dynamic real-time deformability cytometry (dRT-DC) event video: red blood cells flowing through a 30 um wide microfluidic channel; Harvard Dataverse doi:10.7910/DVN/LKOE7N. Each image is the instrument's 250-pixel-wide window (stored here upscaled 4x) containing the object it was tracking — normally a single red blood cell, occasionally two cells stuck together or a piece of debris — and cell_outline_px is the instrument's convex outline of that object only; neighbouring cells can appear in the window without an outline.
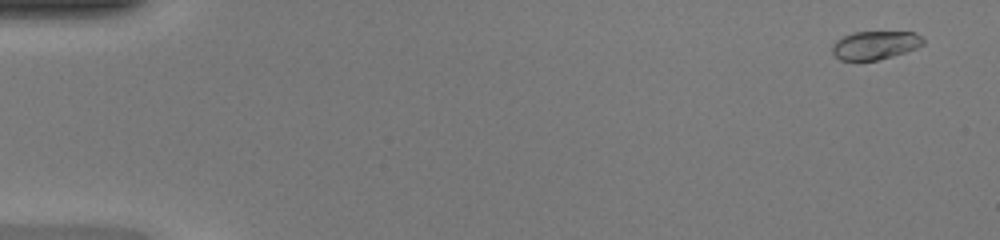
{"species": "common noctule bat (a hibernating species)", "species_latin": "Nyctalus noctula", "temperature_condition": "warm", "stored_images_in_passage": 49, "camera_frame_rate_fps": 3000, "um_per_image_px": 0.085, "animal": {"sex": "female", "body_mass_g": 20.0, "forearm_length_mm": 54.0}, "frame": {"image": 1, "passage_image": 3, "time_ms": 0.667, "image_size_px": [1000, 240], "cell_outline_px": [[924, 44], [916, 48], [892, 56], [876, 60], [840, 60], [832, 52], [832, 44], [836, 40], [852, 32], [916, 32], [924, 40]], "centroid_in_image_um": [74.37, 3.83], "position_along_channel_um": 10.6, "area_um2": 14.97}}
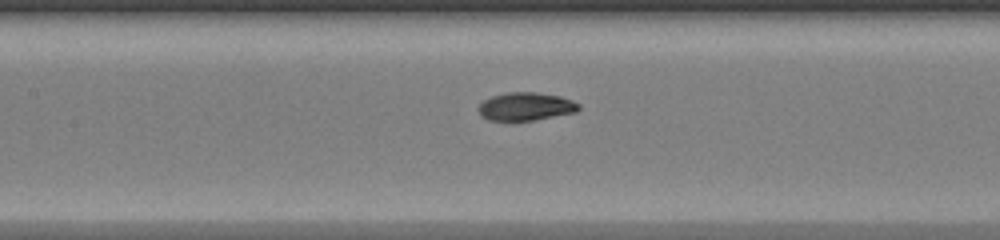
{"frame": {"image": 2, "passage_image": 24, "time_ms": 7.667, "image_size_px": [1000, 240], "cell_outline_px": [[580, 108], [576, 112], [532, 120], [488, 120], [480, 116], [480, 104], [484, 100], [492, 96], [508, 92], [536, 92], [560, 96], [572, 100], [580, 104]], "centroid_in_image_um": [44.71, 9.04], "position_along_channel_um": 162.7, "area_um2": 16.24}}
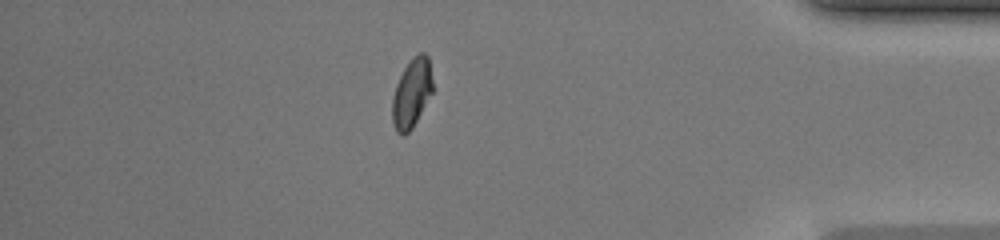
{"frame": {"image": 3, "passage_image": 43, "time_ms": 14.0, "image_size_px": [1000, 240], "cell_outline_px": [[432, 92], [412, 128], [404, 136], [400, 136], [396, 132], [392, 124], [392, 96], [396, 84], [404, 68], [412, 56], [420, 52], [424, 52], [428, 56], [432, 80]], "centroid_in_image_um": [34.97, 7.93], "position_along_channel_um": 400.2, "area_um2": 16.3}, "authors_computed_cell_mechanics": {"area_um2": 16.473, "velocity_mm_per_s": 4.2986, "shape_relaxation_time_tau1_ms": 3.1718, "shape_relaxation_time_tau2_ms": null, "deformation_change_tau1": 0.1838, "deformation_change_tau2": null}}